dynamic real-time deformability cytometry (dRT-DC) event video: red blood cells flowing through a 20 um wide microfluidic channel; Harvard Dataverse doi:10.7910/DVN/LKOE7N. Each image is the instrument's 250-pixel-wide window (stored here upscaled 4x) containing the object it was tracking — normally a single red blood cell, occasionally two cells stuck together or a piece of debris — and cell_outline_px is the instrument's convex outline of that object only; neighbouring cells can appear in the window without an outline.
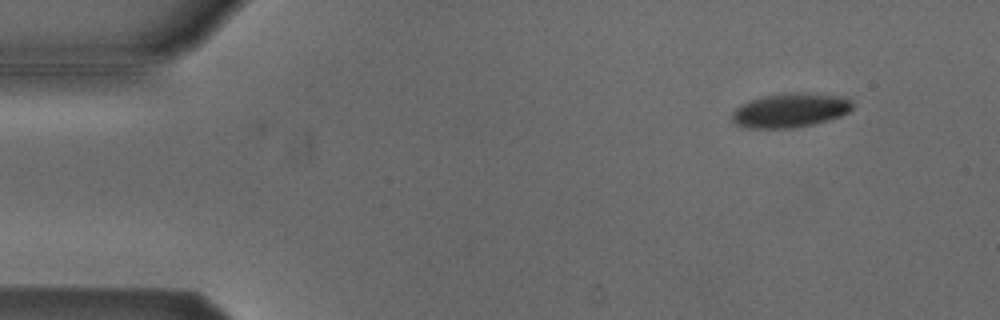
{"species": "Egyptian fruit bat (a non-hibernating species)", "species_latin": "Rousettus aegyptiacus", "temperature_condition": "cold", "stored_images_in_passage": 6, "camera_frame_rate_fps": 3000, "um_per_image_px": 0.085, "animal": {"sex": "male"}, "frame": {"image": 1, "passage_image": 1, "time_ms": 0.0, "image_size_px": [1000, 320], "cell_outline_px": [[852, 108], [848, 112], [840, 116], [828, 120], [812, 124], [792, 128], [748, 128], [736, 124], [732, 120], [732, 112], [740, 104], [764, 96], [784, 92], [800, 92], [844, 96], [852, 104]], "centroid_in_image_um": [67.15, 9.37], "position_along_channel_um": 17.8, "area_um2": 23.99}}
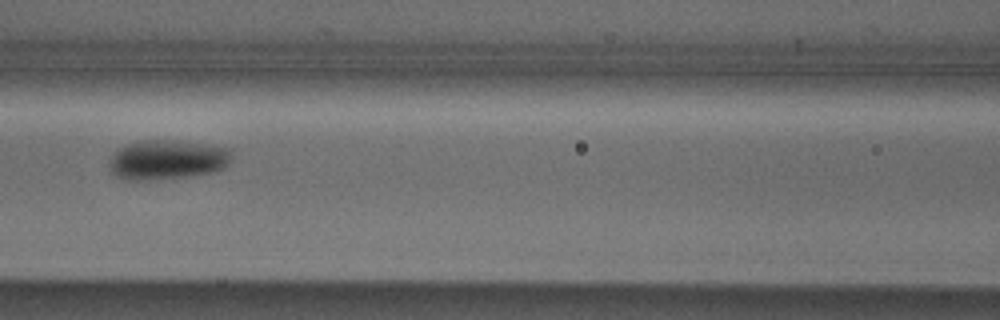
{"frame": {"image": 2, "passage_image": 6, "time_ms": 1.667, "image_size_px": [1000, 320], "cell_outline_px": [[232, 160], [224, 168], [212, 172], [188, 176], [140, 180], [128, 180], [116, 176], [112, 172], [108, 164], [112, 156], [120, 148], [128, 144], [140, 140], [176, 140], [204, 144], [228, 148], [232, 152]], "centroid_in_image_um": [14.23, 13.57], "position_along_channel_um": 152.4, "area_um2": 28.09}}